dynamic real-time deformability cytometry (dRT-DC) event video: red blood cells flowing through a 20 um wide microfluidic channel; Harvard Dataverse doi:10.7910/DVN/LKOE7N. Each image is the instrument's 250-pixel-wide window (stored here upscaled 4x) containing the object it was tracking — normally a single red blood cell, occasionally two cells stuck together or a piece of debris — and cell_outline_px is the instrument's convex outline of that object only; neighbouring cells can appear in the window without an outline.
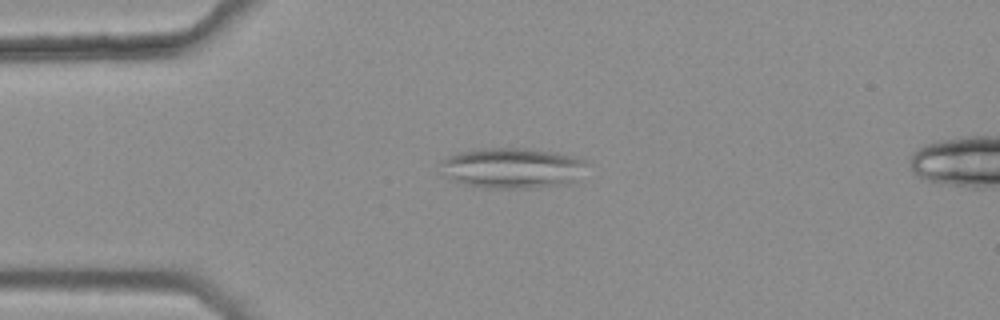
{"species": "common noctule bat (a hibernating species)", "species_latin": "Nyctalus noctula", "temperature_condition": "warm", "stored_images_in_passage": 40, "segment_of_instrument_passage": [1, 2], "camera_frame_rate_fps": 3000, "um_per_image_px": 0.085, "animal": {"sex": "female", "body_mass_g": 25.1}, "frame": {"image": 1, "passage_image": 7, "time_ms": 2.0, "image_size_px": [1000, 320], "cell_outline_px": [[588, 160], [576, 180], [572, 184], [528, 188], [484, 188], [464, 184], [452, 180], [448, 176], [440, 164], [440, 160], [448, 156], [460, 152], [476, 148], [528, 148], [556, 152]], "centroid_in_image_um": [43.56, 14.28], "position_along_channel_um": 41.4, "area_um2": 34.68}}